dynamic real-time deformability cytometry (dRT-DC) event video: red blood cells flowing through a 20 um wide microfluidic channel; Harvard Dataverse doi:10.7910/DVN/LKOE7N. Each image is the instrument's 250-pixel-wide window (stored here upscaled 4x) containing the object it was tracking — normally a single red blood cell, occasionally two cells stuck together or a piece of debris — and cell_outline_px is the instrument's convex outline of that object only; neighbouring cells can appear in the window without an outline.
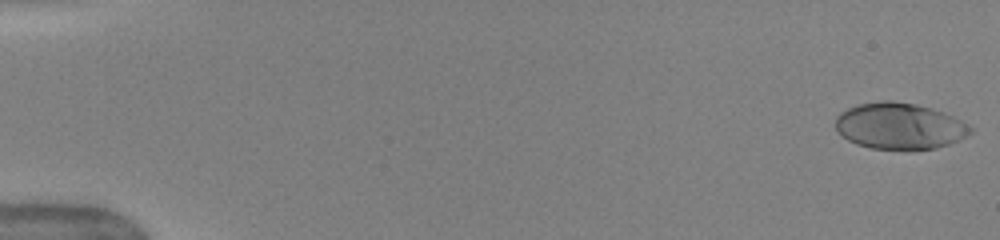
{"species": "human", "species_latin": "Homo sapiens", "temperature_condition": "warm", "stored_images_in_passage": 50, "camera_frame_rate_fps": 3000, "um_per_image_px": 0.085, "donor": {"sex": "female"}, "frame": {"image": 1, "passage_image": 1, "time_ms": 0.0, "image_size_px": [1000, 240], "cell_outline_px": [[972, 132], [948, 144], [936, 148], [868, 148], [856, 144], [848, 140], [836, 128], [836, 116], [840, 112], [848, 108], [860, 104], [880, 100], [892, 100], [916, 104], [944, 112], [960, 120], [972, 128]], "centroid_in_image_um": [76.43, 10.69], "position_along_channel_um": 8.6, "area_um2": 35.84}}
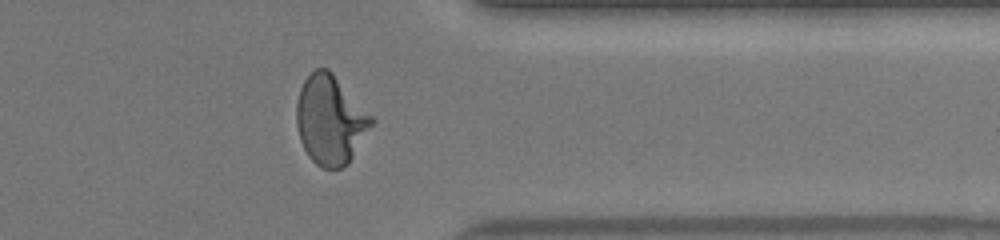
{"frame": {"image": 2, "passage_image": 41, "time_ms": 13.333, "image_size_px": [1000, 240], "cell_outline_px": [[376, 120], [348, 164], [340, 168], [320, 168], [308, 156], [300, 140], [296, 124], [296, 104], [300, 88], [304, 80], [316, 68], [328, 68], [332, 72]], "centroid_in_image_um": [28.07, 10.2], "position_along_channel_um": 383.3, "area_um2": 38.96}}
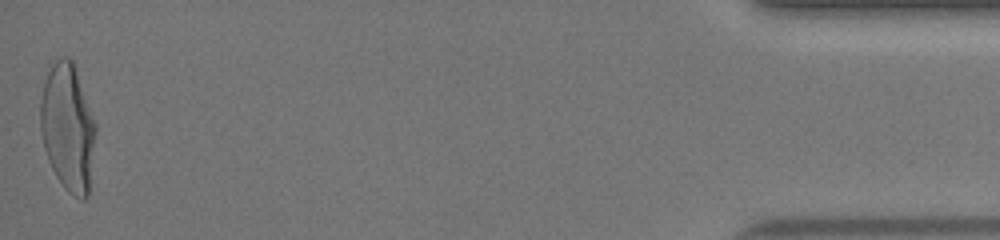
{"frame": {"image": 3, "passage_image": 50, "time_ms": 16.333, "image_size_px": [1000, 240], "cell_outline_px": [[96, 132], [88, 196], [84, 200], [68, 192], [64, 188], [56, 176], [48, 160], [44, 148], [40, 128], [40, 96], [48, 64], [60, 56], [68, 56], [72, 60], [96, 124]], "centroid_in_image_um": [5.73, 10.78], "position_along_channel_um": 429.5, "area_um2": 41.33}, "authors_computed_cell_mechanics": {"area_um2": 36.9631, "velocity_mm_per_s": 4.0769, "shape_relaxation_time_tau1_ms": 3.5375, "shape_relaxation_time_tau2_ms": null, "deformation_change_tau1": 0.2087, "deformation_change_tau2": null}}